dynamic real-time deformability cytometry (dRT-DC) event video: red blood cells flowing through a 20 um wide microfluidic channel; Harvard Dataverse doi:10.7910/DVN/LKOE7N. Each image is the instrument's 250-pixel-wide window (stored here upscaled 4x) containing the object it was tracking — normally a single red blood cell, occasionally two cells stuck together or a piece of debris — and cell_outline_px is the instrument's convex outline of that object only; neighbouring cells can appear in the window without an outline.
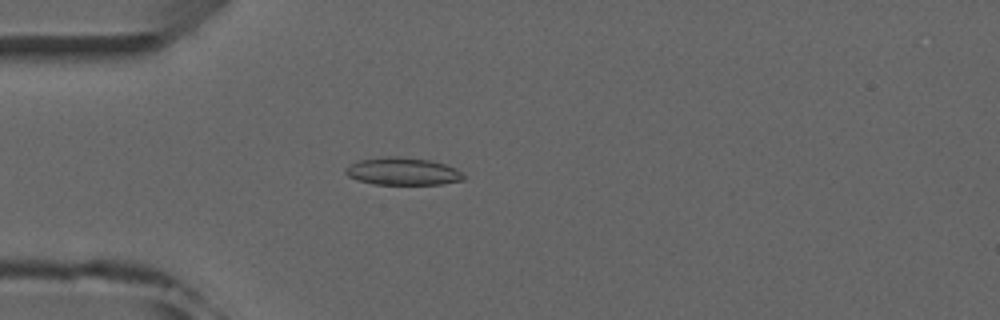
{"species": "common noctule bat (a hibernating species)", "species_latin": "Nyctalus noctula", "temperature_condition": "room temperature", "stored_images_in_passage": 5, "camera_frame_rate_fps": 3000, "um_per_image_px": 0.085, "animal": {"sex": "male", "forearm_length_mm": 52.5}, "frame": {"image": 1, "passage_image": 5, "time_ms": 4.333, "image_size_px": [1000, 320], "cell_outline_px": [[464, 180], [440, 184], [372, 184], [356, 180], [348, 176], [344, 172], [344, 168], [356, 160], [384, 156], [400, 156], [432, 160], [456, 168], [464, 176]], "centroid_in_image_um": [34.17, 14.55], "position_along_channel_um": 50.8, "area_um2": 19.19}}